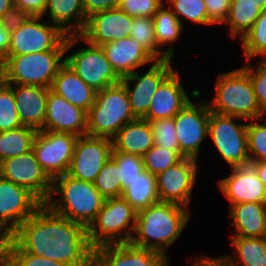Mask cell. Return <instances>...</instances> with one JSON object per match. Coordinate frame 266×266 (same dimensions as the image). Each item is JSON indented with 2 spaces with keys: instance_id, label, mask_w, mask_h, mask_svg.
<instances>
[{
  "instance_id": "obj_16",
  "label": "cell",
  "mask_w": 266,
  "mask_h": 266,
  "mask_svg": "<svg viewBox=\"0 0 266 266\" xmlns=\"http://www.w3.org/2000/svg\"><path fill=\"white\" fill-rule=\"evenodd\" d=\"M112 150L111 139L90 135L79 136L67 174L94 183L103 165L111 157Z\"/></svg>"
},
{
  "instance_id": "obj_43",
  "label": "cell",
  "mask_w": 266,
  "mask_h": 266,
  "mask_svg": "<svg viewBox=\"0 0 266 266\" xmlns=\"http://www.w3.org/2000/svg\"><path fill=\"white\" fill-rule=\"evenodd\" d=\"M149 123L153 132L154 145L161 146L170 151H180L174 117L151 120Z\"/></svg>"
},
{
  "instance_id": "obj_23",
  "label": "cell",
  "mask_w": 266,
  "mask_h": 266,
  "mask_svg": "<svg viewBox=\"0 0 266 266\" xmlns=\"http://www.w3.org/2000/svg\"><path fill=\"white\" fill-rule=\"evenodd\" d=\"M101 47L114 71L121 79L136 72L141 66L156 61L130 36L104 43Z\"/></svg>"
},
{
  "instance_id": "obj_8",
  "label": "cell",
  "mask_w": 266,
  "mask_h": 266,
  "mask_svg": "<svg viewBox=\"0 0 266 266\" xmlns=\"http://www.w3.org/2000/svg\"><path fill=\"white\" fill-rule=\"evenodd\" d=\"M238 119L241 121L238 117L210 111L208 136L231 168L250 164L247 124H239Z\"/></svg>"
},
{
  "instance_id": "obj_46",
  "label": "cell",
  "mask_w": 266,
  "mask_h": 266,
  "mask_svg": "<svg viewBox=\"0 0 266 266\" xmlns=\"http://www.w3.org/2000/svg\"><path fill=\"white\" fill-rule=\"evenodd\" d=\"M208 19L215 24H224L228 18L231 0H204Z\"/></svg>"
},
{
  "instance_id": "obj_42",
  "label": "cell",
  "mask_w": 266,
  "mask_h": 266,
  "mask_svg": "<svg viewBox=\"0 0 266 266\" xmlns=\"http://www.w3.org/2000/svg\"><path fill=\"white\" fill-rule=\"evenodd\" d=\"M117 176V163L110 157L94 181V186L105 199L122 196L121 185Z\"/></svg>"
},
{
  "instance_id": "obj_40",
  "label": "cell",
  "mask_w": 266,
  "mask_h": 266,
  "mask_svg": "<svg viewBox=\"0 0 266 266\" xmlns=\"http://www.w3.org/2000/svg\"><path fill=\"white\" fill-rule=\"evenodd\" d=\"M21 126L12 84H7L0 78V132L17 129Z\"/></svg>"
},
{
  "instance_id": "obj_36",
  "label": "cell",
  "mask_w": 266,
  "mask_h": 266,
  "mask_svg": "<svg viewBox=\"0 0 266 266\" xmlns=\"http://www.w3.org/2000/svg\"><path fill=\"white\" fill-rule=\"evenodd\" d=\"M8 266H69L63 262L23 252L9 237L0 240Z\"/></svg>"
},
{
  "instance_id": "obj_6",
  "label": "cell",
  "mask_w": 266,
  "mask_h": 266,
  "mask_svg": "<svg viewBox=\"0 0 266 266\" xmlns=\"http://www.w3.org/2000/svg\"><path fill=\"white\" fill-rule=\"evenodd\" d=\"M135 119L126 87L120 82L97 91L87 112V135L112 140L125 124Z\"/></svg>"
},
{
  "instance_id": "obj_2",
  "label": "cell",
  "mask_w": 266,
  "mask_h": 266,
  "mask_svg": "<svg viewBox=\"0 0 266 266\" xmlns=\"http://www.w3.org/2000/svg\"><path fill=\"white\" fill-rule=\"evenodd\" d=\"M190 217L191 212L185 206L173 202H156L137 212L130 243L167 256L166 249L181 236Z\"/></svg>"
},
{
  "instance_id": "obj_44",
  "label": "cell",
  "mask_w": 266,
  "mask_h": 266,
  "mask_svg": "<svg viewBox=\"0 0 266 266\" xmlns=\"http://www.w3.org/2000/svg\"><path fill=\"white\" fill-rule=\"evenodd\" d=\"M253 68L249 61L241 68L250 76L254 94L261 109L266 113V58H262Z\"/></svg>"
},
{
  "instance_id": "obj_50",
  "label": "cell",
  "mask_w": 266,
  "mask_h": 266,
  "mask_svg": "<svg viewBox=\"0 0 266 266\" xmlns=\"http://www.w3.org/2000/svg\"><path fill=\"white\" fill-rule=\"evenodd\" d=\"M199 256V257H198ZM196 258L192 259L191 266H229L221 256H204L198 255Z\"/></svg>"
},
{
  "instance_id": "obj_41",
  "label": "cell",
  "mask_w": 266,
  "mask_h": 266,
  "mask_svg": "<svg viewBox=\"0 0 266 266\" xmlns=\"http://www.w3.org/2000/svg\"><path fill=\"white\" fill-rule=\"evenodd\" d=\"M264 118L250 120L247 123V144L250 162L266 161V119L264 120ZM259 120L262 121V124L259 123Z\"/></svg>"
},
{
  "instance_id": "obj_24",
  "label": "cell",
  "mask_w": 266,
  "mask_h": 266,
  "mask_svg": "<svg viewBox=\"0 0 266 266\" xmlns=\"http://www.w3.org/2000/svg\"><path fill=\"white\" fill-rule=\"evenodd\" d=\"M50 88L37 85H15L12 90L22 126L41 131L46 116V100Z\"/></svg>"
},
{
  "instance_id": "obj_11",
  "label": "cell",
  "mask_w": 266,
  "mask_h": 266,
  "mask_svg": "<svg viewBox=\"0 0 266 266\" xmlns=\"http://www.w3.org/2000/svg\"><path fill=\"white\" fill-rule=\"evenodd\" d=\"M81 40L88 46L67 55L65 64L96 91L120 83L122 79L114 71L102 47L87 42L80 35Z\"/></svg>"
},
{
  "instance_id": "obj_19",
  "label": "cell",
  "mask_w": 266,
  "mask_h": 266,
  "mask_svg": "<svg viewBox=\"0 0 266 266\" xmlns=\"http://www.w3.org/2000/svg\"><path fill=\"white\" fill-rule=\"evenodd\" d=\"M42 130L87 135V112L49 89Z\"/></svg>"
},
{
  "instance_id": "obj_47",
  "label": "cell",
  "mask_w": 266,
  "mask_h": 266,
  "mask_svg": "<svg viewBox=\"0 0 266 266\" xmlns=\"http://www.w3.org/2000/svg\"><path fill=\"white\" fill-rule=\"evenodd\" d=\"M30 16L31 15L26 10L13 4L10 10L1 17V22L3 27L11 33L30 18Z\"/></svg>"
},
{
  "instance_id": "obj_45",
  "label": "cell",
  "mask_w": 266,
  "mask_h": 266,
  "mask_svg": "<svg viewBox=\"0 0 266 266\" xmlns=\"http://www.w3.org/2000/svg\"><path fill=\"white\" fill-rule=\"evenodd\" d=\"M164 0H121L119 9L132 17L153 18Z\"/></svg>"
},
{
  "instance_id": "obj_38",
  "label": "cell",
  "mask_w": 266,
  "mask_h": 266,
  "mask_svg": "<svg viewBox=\"0 0 266 266\" xmlns=\"http://www.w3.org/2000/svg\"><path fill=\"white\" fill-rule=\"evenodd\" d=\"M111 158L117 163V179L123 192L145 170L143 159L135 154L112 151Z\"/></svg>"
},
{
  "instance_id": "obj_15",
  "label": "cell",
  "mask_w": 266,
  "mask_h": 266,
  "mask_svg": "<svg viewBox=\"0 0 266 266\" xmlns=\"http://www.w3.org/2000/svg\"><path fill=\"white\" fill-rule=\"evenodd\" d=\"M172 59L155 61L145 74L134 72L122 78L129 97L132 112L136 118L143 119L148 112L151 98L158 87L175 71ZM135 83L134 88L130 83Z\"/></svg>"
},
{
  "instance_id": "obj_5",
  "label": "cell",
  "mask_w": 266,
  "mask_h": 266,
  "mask_svg": "<svg viewBox=\"0 0 266 266\" xmlns=\"http://www.w3.org/2000/svg\"><path fill=\"white\" fill-rule=\"evenodd\" d=\"M217 78L215 95L208 103L210 111L246 122L266 115L257 102L250 76L242 68L220 73Z\"/></svg>"
},
{
  "instance_id": "obj_7",
  "label": "cell",
  "mask_w": 266,
  "mask_h": 266,
  "mask_svg": "<svg viewBox=\"0 0 266 266\" xmlns=\"http://www.w3.org/2000/svg\"><path fill=\"white\" fill-rule=\"evenodd\" d=\"M137 211L122 197L108 198L87 228L88 241L95 250L102 245L130 242Z\"/></svg>"
},
{
  "instance_id": "obj_10",
  "label": "cell",
  "mask_w": 266,
  "mask_h": 266,
  "mask_svg": "<svg viewBox=\"0 0 266 266\" xmlns=\"http://www.w3.org/2000/svg\"><path fill=\"white\" fill-rule=\"evenodd\" d=\"M30 16L21 26L10 33V45L6 56H18L56 49L67 35L56 25ZM44 21V24H43Z\"/></svg>"
},
{
  "instance_id": "obj_52",
  "label": "cell",
  "mask_w": 266,
  "mask_h": 266,
  "mask_svg": "<svg viewBox=\"0 0 266 266\" xmlns=\"http://www.w3.org/2000/svg\"><path fill=\"white\" fill-rule=\"evenodd\" d=\"M250 165L254 168L257 176L266 186V161H254L250 162Z\"/></svg>"
},
{
  "instance_id": "obj_13",
  "label": "cell",
  "mask_w": 266,
  "mask_h": 266,
  "mask_svg": "<svg viewBox=\"0 0 266 266\" xmlns=\"http://www.w3.org/2000/svg\"><path fill=\"white\" fill-rule=\"evenodd\" d=\"M210 108L208 102L190 101L174 116V124L180 152L188 158L198 160L200 145L208 136Z\"/></svg>"
},
{
  "instance_id": "obj_31",
  "label": "cell",
  "mask_w": 266,
  "mask_h": 266,
  "mask_svg": "<svg viewBox=\"0 0 266 266\" xmlns=\"http://www.w3.org/2000/svg\"><path fill=\"white\" fill-rule=\"evenodd\" d=\"M262 11L253 0H231L225 24L229 26L231 38L241 40L252 28Z\"/></svg>"
},
{
  "instance_id": "obj_56",
  "label": "cell",
  "mask_w": 266,
  "mask_h": 266,
  "mask_svg": "<svg viewBox=\"0 0 266 266\" xmlns=\"http://www.w3.org/2000/svg\"><path fill=\"white\" fill-rule=\"evenodd\" d=\"M2 72V60L0 59V74Z\"/></svg>"
},
{
  "instance_id": "obj_51",
  "label": "cell",
  "mask_w": 266,
  "mask_h": 266,
  "mask_svg": "<svg viewBox=\"0 0 266 266\" xmlns=\"http://www.w3.org/2000/svg\"><path fill=\"white\" fill-rule=\"evenodd\" d=\"M10 45V32L4 27L0 19V59L2 60L7 54Z\"/></svg>"
},
{
  "instance_id": "obj_27",
  "label": "cell",
  "mask_w": 266,
  "mask_h": 266,
  "mask_svg": "<svg viewBox=\"0 0 266 266\" xmlns=\"http://www.w3.org/2000/svg\"><path fill=\"white\" fill-rule=\"evenodd\" d=\"M47 14L50 18L48 21L66 35H80L87 23L83 0H48L43 15Z\"/></svg>"
},
{
  "instance_id": "obj_48",
  "label": "cell",
  "mask_w": 266,
  "mask_h": 266,
  "mask_svg": "<svg viewBox=\"0 0 266 266\" xmlns=\"http://www.w3.org/2000/svg\"><path fill=\"white\" fill-rule=\"evenodd\" d=\"M120 2L121 0H83V9L86 19L98 12L118 8Z\"/></svg>"
},
{
  "instance_id": "obj_35",
  "label": "cell",
  "mask_w": 266,
  "mask_h": 266,
  "mask_svg": "<svg viewBox=\"0 0 266 266\" xmlns=\"http://www.w3.org/2000/svg\"><path fill=\"white\" fill-rule=\"evenodd\" d=\"M241 43L246 61H251L257 55L266 58V9L260 13Z\"/></svg>"
},
{
  "instance_id": "obj_1",
  "label": "cell",
  "mask_w": 266,
  "mask_h": 266,
  "mask_svg": "<svg viewBox=\"0 0 266 266\" xmlns=\"http://www.w3.org/2000/svg\"><path fill=\"white\" fill-rule=\"evenodd\" d=\"M9 238L23 251L69 266H94L87 228L43 204Z\"/></svg>"
},
{
  "instance_id": "obj_55",
  "label": "cell",
  "mask_w": 266,
  "mask_h": 266,
  "mask_svg": "<svg viewBox=\"0 0 266 266\" xmlns=\"http://www.w3.org/2000/svg\"><path fill=\"white\" fill-rule=\"evenodd\" d=\"M0 266H8L4 252L0 248Z\"/></svg>"
},
{
  "instance_id": "obj_49",
  "label": "cell",
  "mask_w": 266,
  "mask_h": 266,
  "mask_svg": "<svg viewBox=\"0 0 266 266\" xmlns=\"http://www.w3.org/2000/svg\"><path fill=\"white\" fill-rule=\"evenodd\" d=\"M14 5L20 6L31 16H43L48 0H12Z\"/></svg>"
},
{
  "instance_id": "obj_4",
  "label": "cell",
  "mask_w": 266,
  "mask_h": 266,
  "mask_svg": "<svg viewBox=\"0 0 266 266\" xmlns=\"http://www.w3.org/2000/svg\"><path fill=\"white\" fill-rule=\"evenodd\" d=\"M55 195L60 197L55 199ZM105 200L94 183L73 178L66 173L53 179L50 197L44 204L56 214L88 228Z\"/></svg>"
},
{
  "instance_id": "obj_21",
  "label": "cell",
  "mask_w": 266,
  "mask_h": 266,
  "mask_svg": "<svg viewBox=\"0 0 266 266\" xmlns=\"http://www.w3.org/2000/svg\"><path fill=\"white\" fill-rule=\"evenodd\" d=\"M231 170L228 177L217 182L230 206L245 202L266 203V186L250 164Z\"/></svg>"
},
{
  "instance_id": "obj_17",
  "label": "cell",
  "mask_w": 266,
  "mask_h": 266,
  "mask_svg": "<svg viewBox=\"0 0 266 266\" xmlns=\"http://www.w3.org/2000/svg\"><path fill=\"white\" fill-rule=\"evenodd\" d=\"M198 160L184 157L177 164L156 176L160 201L173 202L189 207L191 193L198 177Z\"/></svg>"
},
{
  "instance_id": "obj_30",
  "label": "cell",
  "mask_w": 266,
  "mask_h": 266,
  "mask_svg": "<svg viewBox=\"0 0 266 266\" xmlns=\"http://www.w3.org/2000/svg\"><path fill=\"white\" fill-rule=\"evenodd\" d=\"M125 199L137 212L159 202L156 176L144 170L122 192Z\"/></svg>"
},
{
  "instance_id": "obj_18",
  "label": "cell",
  "mask_w": 266,
  "mask_h": 266,
  "mask_svg": "<svg viewBox=\"0 0 266 266\" xmlns=\"http://www.w3.org/2000/svg\"><path fill=\"white\" fill-rule=\"evenodd\" d=\"M169 257L130 242L102 245L94 250V266H170Z\"/></svg>"
},
{
  "instance_id": "obj_14",
  "label": "cell",
  "mask_w": 266,
  "mask_h": 266,
  "mask_svg": "<svg viewBox=\"0 0 266 266\" xmlns=\"http://www.w3.org/2000/svg\"><path fill=\"white\" fill-rule=\"evenodd\" d=\"M0 176L29 189L43 203L50 197L53 180L42 169L33 150L1 161Z\"/></svg>"
},
{
  "instance_id": "obj_34",
  "label": "cell",
  "mask_w": 266,
  "mask_h": 266,
  "mask_svg": "<svg viewBox=\"0 0 266 266\" xmlns=\"http://www.w3.org/2000/svg\"><path fill=\"white\" fill-rule=\"evenodd\" d=\"M167 7V9L165 8ZM155 39L158 47L175 44L182 35L184 26L165 2L153 16Z\"/></svg>"
},
{
  "instance_id": "obj_54",
  "label": "cell",
  "mask_w": 266,
  "mask_h": 266,
  "mask_svg": "<svg viewBox=\"0 0 266 266\" xmlns=\"http://www.w3.org/2000/svg\"><path fill=\"white\" fill-rule=\"evenodd\" d=\"M253 1L261 11L266 9V0H253Z\"/></svg>"
},
{
  "instance_id": "obj_9",
  "label": "cell",
  "mask_w": 266,
  "mask_h": 266,
  "mask_svg": "<svg viewBox=\"0 0 266 266\" xmlns=\"http://www.w3.org/2000/svg\"><path fill=\"white\" fill-rule=\"evenodd\" d=\"M43 204L29 189L0 176V240L9 237Z\"/></svg>"
},
{
  "instance_id": "obj_29",
  "label": "cell",
  "mask_w": 266,
  "mask_h": 266,
  "mask_svg": "<svg viewBox=\"0 0 266 266\" xmlns=\"http://www.w3.org/2000/svg\"><path fill=\"white\" fill-rule=\"evenodd\" d=\"M230 237L237 255H221L229 266H266V237Z\"/></svg>"
},
{
  "instance_id": "obj_32",
  "label": "cell",
  "mask_w": 266,
  "mask_h": 266,
  "mask_svg": "<svg viewBox=\"0 0 266 266\" xmlns=\"http://www.w3.org/2000/svg\"><path fill=\"white\" fill-rule=\"evenodd\" d=\"M130 37L140 44L156 61L173 59L174 48L162 51L155 39L154 22L150 17H133Z\"/></svg>"
},
{
  "instance_id": "obj_28",
  "label": "cell",
  "mask_w": 266,
  "mask_h": 266,
  "mask_svg": "<svg viewBox=\"0 0 266 266\" xmlns=\"http://www.w3.org/2000/svg\"><path fill=\"white\" fill-rule=\"evenodd\" d=\"M113 150L143 156L153 145V132L148 120L137 118L125 124L112 139Z\"/></svg>"
},
{
  "instance_id": "obj_37",
  "label": "cell",
  "mask_w": 266,
  "mask_h": 266,
  "mask_svg": "<svg viewBox=\"0 0 266 266\" xmlns=\"http://www.w3.org/2000/svg\"><path fill=\"white\" fill-rule=\"evenodd\" d=\"M165 5L177 16L184 25L182 19L194 24L214 25L209 19L204 0H164Z\"/></svg>"
},
{
  "instance_id": "obj_12",
  "label": "cell",
  "mask_w": 266,
  "mask_h": 266,
  "mask_svg": "<svg viewBox=\"0 0 266 266\" xmlns=\"http://www.w3.org/2000/svg\"><path fill=\"white\" fill-rule=\"evenodd\" d=\"M77 140L78 137L70 133L37 131L32 150L52 180L68 172Z\"/></svg>"
},
{
  "instance_id": "obj_33",
  "label": "cell",
  "mask_w": 266,
  "mask_h": 266,
  "mask_svg": "<svg viewBox=\"0 0 266 266\" xmlns=\"http://www.w3.org/2000/svg\"><path fill=\"white\" fill-rule=\"evenodd\" d=\"M36 133L26 126L0 132V162L31 151Z\"/></svg>"
},
{
  "instance_id": "obj_22",
  "label": "cell",
  "mask_w": 266,
  "mask_h": 266,
  "mask_svg": "<svg viewBox=\"0 0 266 266\" xmlns=\"http://www.w3.org/2000/svg\"><path fill=\"white\" fill-rule=\"evenodd\" d=\"M178 70H175L155 91L145 120L173 118L190 101Z\"/></svg>"
},
{
  "instance_id": "obj_53",
  "label": "cell",
  "mask_w": 266,
  "mask_h": 266,
  "mask_svg": "<svg viewBox=\"0 0 266 266\" xmlns=\"http://www.w3.org/2000/svg\"><path fill=\"white\" fill-rule=\"evenodd\" d=\"M12 5V0H0V19L8 10H10Z\"/></svg>"
},
{
  "instance_id": "obj_25",
  "label": "cell",
  "mask_w": 266,
  "mask_h": 266,
  "mask_svg": "<svg viewBox=\"0 0 266 266\" xmlns=\"http://www.w3.org/2000/svg\"><path fill=\"white\" fill-rule=\"evenodd\" d=\"M50 89L86 112H88L94 104L97 94L94 88L87 85L66 64L59 69Z\"/></svg>"
},
{
  "instance_id": "obj_3",
  "label": "cell",
  "mask_w": 266,
  "mask_h": 266,
  "mask_svg": "<svg viewBox=\"0 0 266 266\" xmlns=\"http://www.w3.org/2000/svg\"><path fill=\"white\" fill-rule=\"evenodd\" d=\"M79 40L80 35H67L66 39L54 50L5 56L2 59L0 78L7 84L51 88L59 69L65 64L66 52Z\"/></svg>"
},
{
  "instance_id": "obj_39",
  "label": "cell",
  "mask_w": 266,
  "mask_h": 266,
  "mask_svg": "<svg viewBox=\"0 0 266 266\" xmlns=\"http://www.w3.org/2000/svg\"><path fill=\"white\" fill-rule=\"evenodd\" d=\"M185 156L180 151H170L153 145L143 156L145 170L157 176L169 167L180 162Z\"/></svg>"
},
{
  "instance_id": "obj_20",
  "label": "cell",
  "mask_w": 266,
  "mask_h": 266,
  "mask_svg": "<svg viewBox=\"0 0 266 266\" xmlns=\"http://www.w3.org/2000/svg\"><path fill=\"white\" fill-rule=\"evenodd\" d=\"M132 16L119 8L93 14L80 34L87 42L101 46L130 36Z\"/></svg>"
},
{
  "instance_id": "obj_26",
  "label": "cell",
  "mask_w": 266,
  "mask_h": 266,
  "mask_svg": "<svg viewBox=\"0 0 266 266\" xmlns=\"http://www.w3.org/2000/svg\"><path fill=\"white\" fill-rule=\"evenodd\" d=\"M234 226L231 236L266 237V203L245 202L229 206Z\"/></svg>"
}]
</instances>
